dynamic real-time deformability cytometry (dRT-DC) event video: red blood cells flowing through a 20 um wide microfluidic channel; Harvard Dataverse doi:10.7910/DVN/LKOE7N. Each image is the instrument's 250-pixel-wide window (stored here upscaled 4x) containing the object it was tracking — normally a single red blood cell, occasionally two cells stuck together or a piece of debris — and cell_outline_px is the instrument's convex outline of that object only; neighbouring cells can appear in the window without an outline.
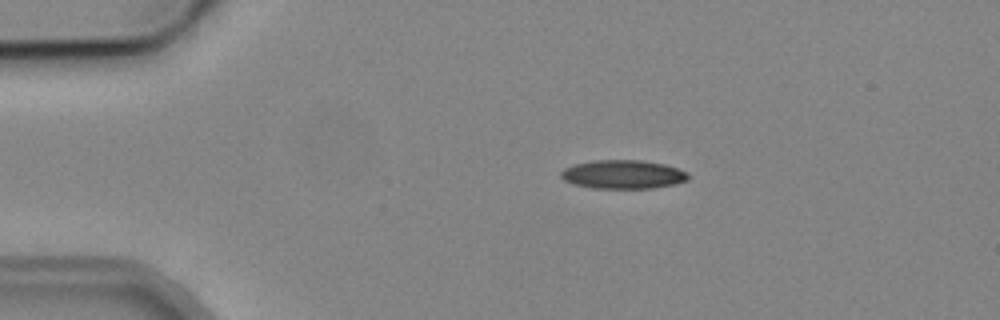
{"species": "common noctule bat (a hibernating species)", "species_latin": "Nyctalus noctula", "temperature_condition": "cold", "stored_images_in_passage": 9, "camera_frame_rate_fps": 3000, "um_per_image_px": 0.085, "animal": {"sex": "male", "body_mass_g": 19.2, "forearm_length_mm": 51.8}, "frame": {"image": 1, "passage_image": 3, "time_ms": 2.333, "image_size_px": [1000, 320], "cell_outline_px": [[688, 180], [672, 184], [652, 188], [592, 188], [572, 184], [564, 180], [560, 176], [560, 172], [564, 168], [572, 164], [592, 160], [644, 160], [664, 164], [688, 172]], "centroid_in_image_um": [52.9, 14.81], "position_along_channel_um": 32.1, "area_um2": 21.39}}
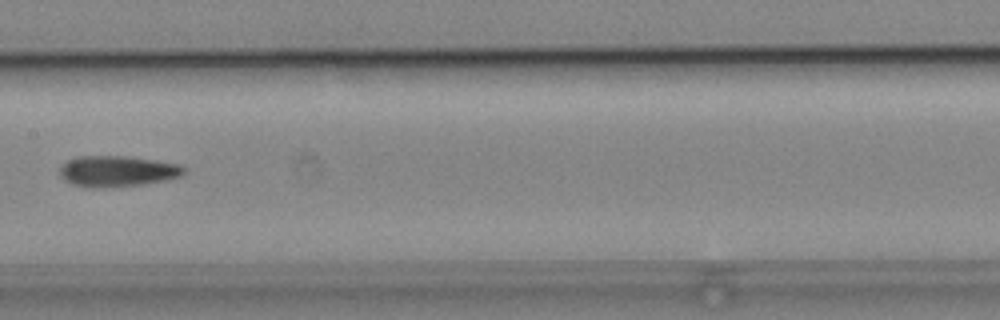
{"frame": {"image": 2, "passage_image": 8, "time_ms": 8.0, "image_size_px": [1000, 320], "cell_outline_px": [[184, 172], [180, 176], [168, 180], [144, 184], [92, 188], [72, 184], [64, 180], [60, 176], [60, 164], [76, 156], [124, 156], [156, 160], [180, 164], [184, 168]], "centroid_in_image_um": [9.94, 14.54], "position_along_channel_um": 197.5, "area_um2": 22.43}}
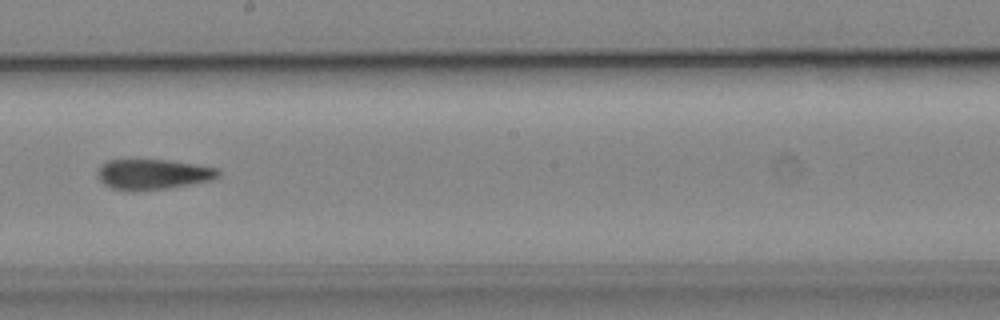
{"frame": {"image": 3, "passage_image": 9, "time_ms": 9.0, "image_size_px": [1000, 320], "cell_outline_px": [[220, 176], [212, 180], [168, 188], [112, 188], [104, 184], [96, 176], [96, 172], [100, 164], [108, 160], [168, 160], [196, 164], [216, 168], [220, 172]], "centroid_in_image_um": [13.01, 14.77], "position_along_channel_um": 235.2, "area_um2": 20.75}}